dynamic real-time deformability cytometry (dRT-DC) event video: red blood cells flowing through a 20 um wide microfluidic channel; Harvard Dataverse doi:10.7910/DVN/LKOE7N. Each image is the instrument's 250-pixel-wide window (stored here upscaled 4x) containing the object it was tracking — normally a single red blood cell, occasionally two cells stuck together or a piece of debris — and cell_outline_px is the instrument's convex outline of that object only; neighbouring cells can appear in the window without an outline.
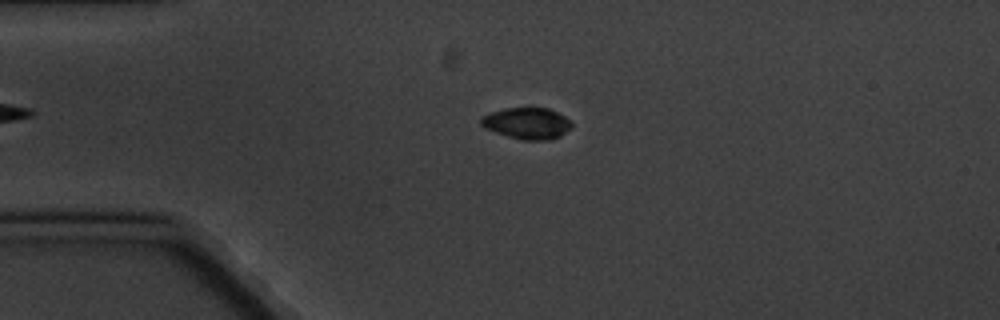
{"species": "common noctule bat (a hibernating species)", "species_latin": "Nyctalus noctula", "temperature_condition": "cold", "stored_images_in_passage": 5, "camera_frame_rate_fps": 3000, "um_per_image_px": 0.085, "animal": {"sex": "male", "body_mass_g": 20.1, "forearm_length_mm": 53.5}, "frame": {"image": 1, "passage_image": 3, "time_ms": 2.333, "image_size_px": [1000, 320], "cell_outline_px": [[572, 128], [560, 136], [552, 140], [520, 140], [484, 128], [480, 124], [480, 116], [504, 108], [548, 108], [572, 120]], "centroid_in_image_um": [44.81, 10.49], "position_along_channel_um": 40.2, "area_um2": 16.76}}